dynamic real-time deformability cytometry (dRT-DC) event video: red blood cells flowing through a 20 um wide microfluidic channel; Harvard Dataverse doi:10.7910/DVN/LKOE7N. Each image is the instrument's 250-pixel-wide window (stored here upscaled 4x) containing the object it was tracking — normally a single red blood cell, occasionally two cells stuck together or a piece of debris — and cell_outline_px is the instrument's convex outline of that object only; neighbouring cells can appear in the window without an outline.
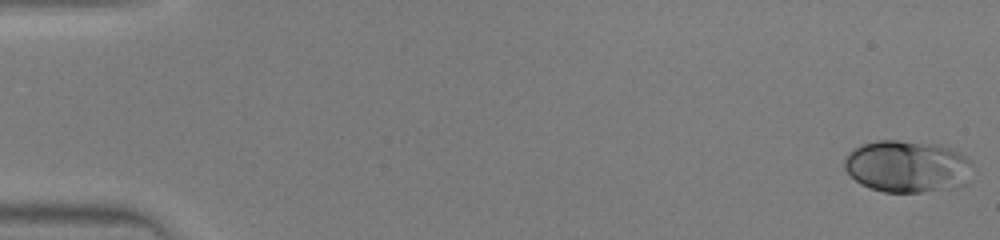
{"species": "human", "species_latin": "Homo sapiens", "temperature_condition": "warm", "stored_images_in_passage": 44, "camera_frame_rate_fps": 3000, "um_per_image_px": 0.085, "donor": {"sex": "male"}, "frame": {"image": 1, "passage_image": 1, "time_ms": 0.0, "image_size_px": [1000, 240], "cell_outline_px": [[972, 164], [968, 184], [920, 192], [884, 192], [860, 184], [844, 168], [844, 160], [848, 152], [852, 148], [860, 144], [876, 140], [900, 140], [936, 144], [960, 152], [972, 160]], "centroid_in_image_um": [77.11, 14.12], "position_along_channel_um": 7.9, "area_um2": 39.02}}
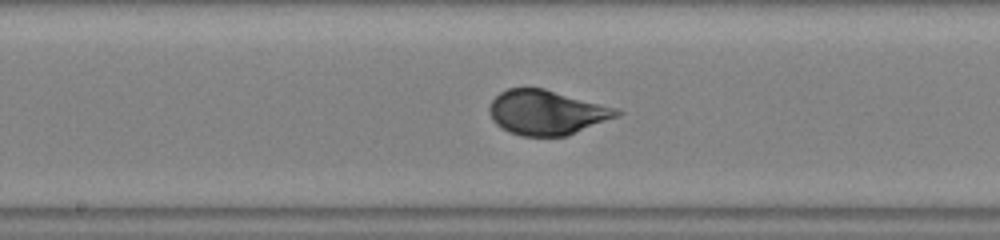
{"frame": {"image": 2, "passage_image": 24, "time_ms": 7.667, "image_size_px": [1000, 240], "cell_outline_px": [[624, 112], [620, 116], [568, 136], [520, 136], [508, 132], [496, 124], [492, 120], [488, 108], [492, 100], [500, 92], [508, 88], [544, 88], [620, 108]], "centroid_in_image_um": [46.52, 9.56], "position_along_channel_um": 201.7, "area_um2": 33.7}}
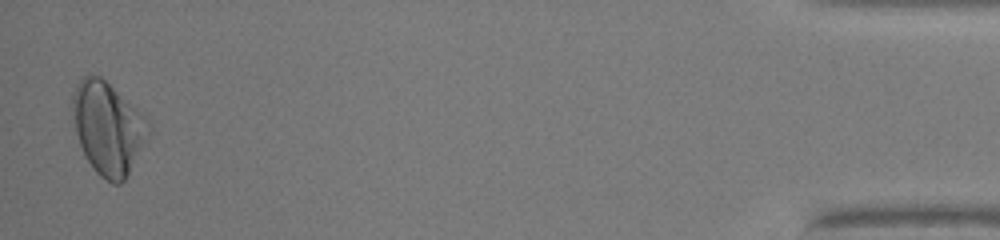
{"frame": {"image": 3, "passage_image": 44, "time_ms": 14.333, "image_size_px": [1000, 240], "cell_outline_px": [[152, 128], [128, 176], [120, 184], [112, 184], [100, 176], [96, 172], [88, 160], [80, 144], [76, 132], [72, 100], [72, 96], [80, 80], [84, 76], [92, 72], [100, 76], [140, 112], [148, 120]], "centroid_in_image_um": [9.19, 10.9], "position_along_channel_um": 426.0, "area_um2": 40.4}}